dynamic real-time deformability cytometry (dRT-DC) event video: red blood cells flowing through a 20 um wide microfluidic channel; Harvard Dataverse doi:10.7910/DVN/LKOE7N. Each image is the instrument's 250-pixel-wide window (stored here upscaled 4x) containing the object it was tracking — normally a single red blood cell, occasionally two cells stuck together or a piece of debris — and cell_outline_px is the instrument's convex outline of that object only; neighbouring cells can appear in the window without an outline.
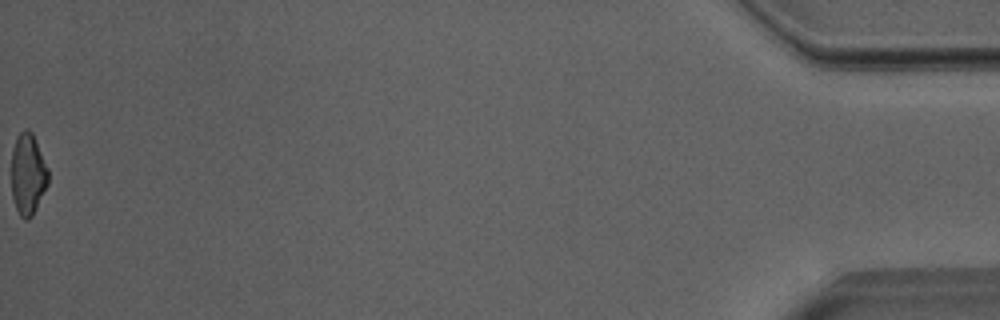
{"species": "Egyptian fruit bat (a non-hibernating species)", "species_latin": "Rousettus aegyptiacus", "temperature_condition": "room temperature", "stored_images_in_passage": 38, "camera_frame_rate_fps": 3000, "um_per_image_px": 0.085, "animal": {"sex": "male"}, "frame": {"image": 1, "passage_image": 38, "time_ms": 12.333, "image_size_px": [1000, 320], "cell_outline_px": [[48, 184], [32, 216], [28, 220], [24, 220], [20, 216], [16, 208], [12, 196], [12, 148], [16, 136], [24, 128], [28, 128], [32, 132], [48, 168]], "centroid_in_image_um": [2.37, 14.78], "position_along_channel_um": 432.8, "area_um2": 17.51}, "authors_computed_cell_mechanics": {"area_um2": 18.3804, "velocity_mm_per_s": 4.011, "shape_relaxation_time_tau1_ms": 4.9431, "shape_relaxation_time_tau2_ms": 3.1024, "deformation_change_tau1": 0.1646, "deformation_change_tau2": 0.1172}}